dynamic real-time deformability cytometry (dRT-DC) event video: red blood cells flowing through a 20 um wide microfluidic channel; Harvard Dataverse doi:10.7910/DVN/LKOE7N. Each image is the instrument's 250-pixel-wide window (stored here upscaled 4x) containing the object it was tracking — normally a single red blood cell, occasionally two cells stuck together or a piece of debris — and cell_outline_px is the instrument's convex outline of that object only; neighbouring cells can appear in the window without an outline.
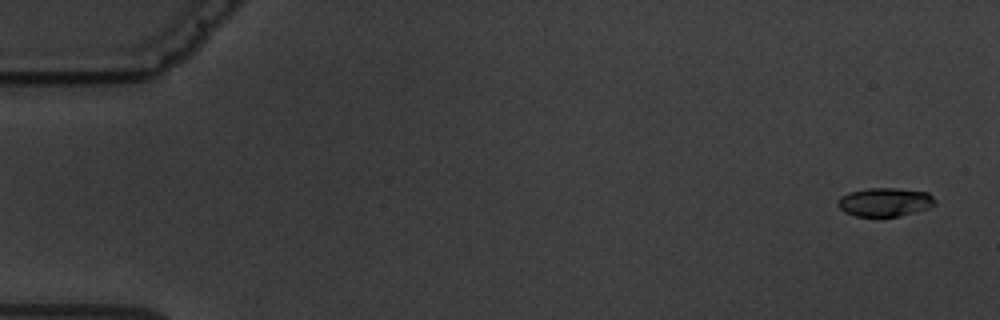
{"species": "common noctule bat (a hibernating species)", "species_latin": "Nyctalus noctula", "temperature_condition": "warm", "stored_images_in_passage": 6, "camera_frame_rate_fps": 3000, "um_per_image_px": 0.085, "animal": {"sex": "male", "body_mass_g": 19.5, "forearm_length_mm": 54.6}, "frame": {"image": 1, "passage_image": 1, "time_ms": 0.0, "image_size_px": [1000, 320], "cell_outline_px": [[936, 204], [928, 208], [900, 216], [856, 216], [844, 212], [836, 204], [836, 200], [840, 196], [848, 192], [868, 188], [896, 188], [928, 192], [936, 200]], "centroid_in_image_um": [75.19, 17.17], "position_along_channel_um": 9.8, "area_um2": 16.36}}
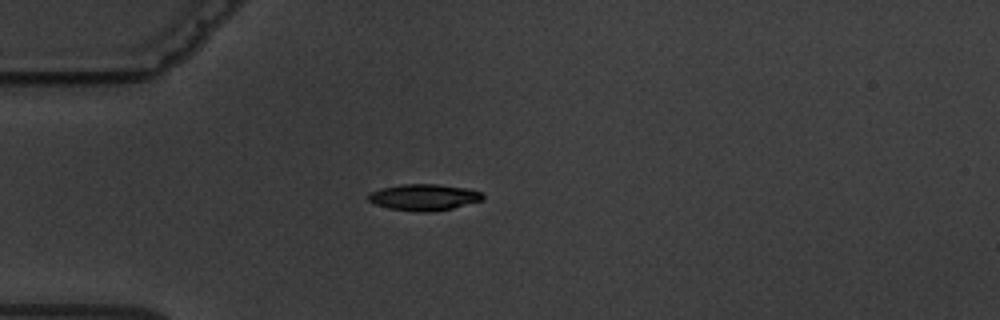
{"frame": {"image": 2, "passage_image": 5, "time_ms": 4.667, "image_size_px": [1000, 320], "cell_outline_px": [[484, 200], [452, 208], [432, 212], [420, 212], [388, 208], [376, 204], [368, 200], [368, 192], [380, 188], [400, 184], [440, 184], [468, 188], [480, 192], [484, 196]], "centroid_in_image_um": [36.03, 16.76], "position_along_channel_um": 49.0, "area_um2": 17.74}}